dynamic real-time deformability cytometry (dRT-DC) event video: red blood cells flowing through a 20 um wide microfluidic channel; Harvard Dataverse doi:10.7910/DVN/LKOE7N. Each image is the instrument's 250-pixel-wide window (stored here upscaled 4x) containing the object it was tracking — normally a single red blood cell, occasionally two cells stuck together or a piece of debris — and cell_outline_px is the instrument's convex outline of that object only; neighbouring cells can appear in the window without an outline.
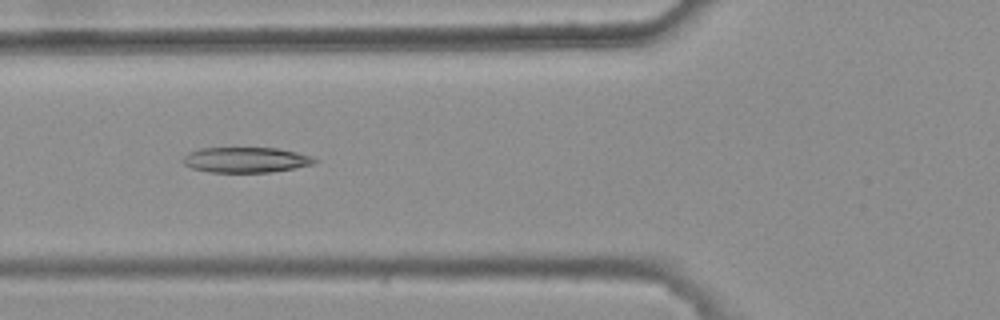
{"species": "common noctule bat (a hibernating species)", "species_latin": "Nyctalus noctula", "temperature_condition": "warm", "stored_images_in_passage": 10, "camera_frame_rate_fps": 3000, "um_per_image_px": 0.085, "animal": {"sex": "female", "body_mass_g": 25.1}, "frame": {"image": 1, "passage_image": 5, "time_ms": 1.333, "image_size_px": [1000, 320], "cell_outline_px": [[320, 160], [312, 164], [272, 172], [208, 172], [192, 168], [184, 164], [180, 160], [188, 152], [200, 148], [276, 148], [296, 152], [312, 156]], "centroid_in_image_um": [20.87, 13.58], "position_along_channel_um": 104.9, "area_um2": 19.48}}
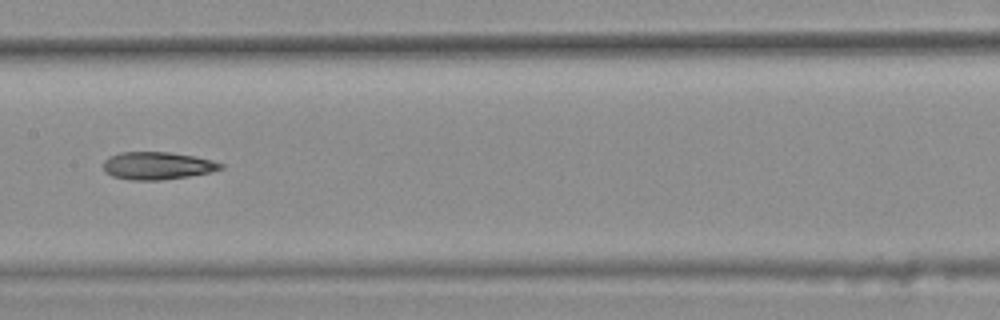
{"frame": {"image": 2, "passage_image": 7, "time_ms": 2.0, "image_size_px": [1000, 320], "cell_outline_px": [[224, 168], [212, 172], [188, 176], [160, 180], [132, 180], [112, 176], [104, 172], [104, 160], [108, 156], [120, 152], [168, 152], [192, 156], [212, 160], [224, 164]], "centroid_in_image_um": [13.36, 14.08], "position_along_channel_um": 194.0, "area_um2": 18.9}}
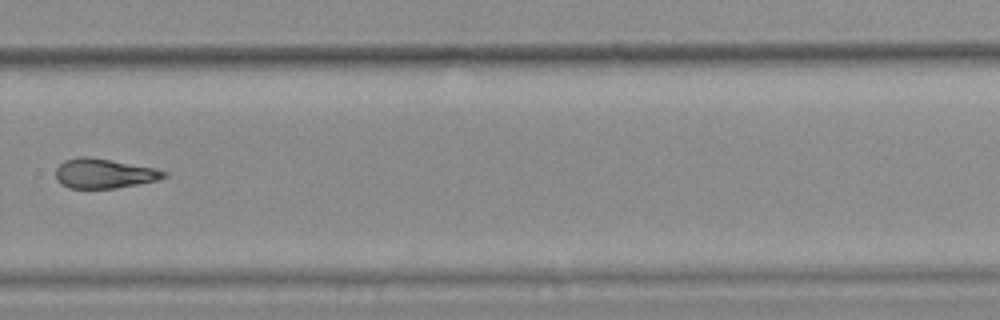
{"frame": {"image": 3, "passage_image": 10, "time_ms": 3.0, "image_size_px": [1000, 320], "cell_outline_px": [[168, 176], [156, 180], [116, 188], [68, 188], [60, 184], [56, 180], [56, 168], [64, 160], [80, 156], [88, 156], [156, 168], [168, 172]], "centroid_in_image_um": [8.82, 14.74], "position_along_channel_um": 321.0, "area_um2": 18.73}}